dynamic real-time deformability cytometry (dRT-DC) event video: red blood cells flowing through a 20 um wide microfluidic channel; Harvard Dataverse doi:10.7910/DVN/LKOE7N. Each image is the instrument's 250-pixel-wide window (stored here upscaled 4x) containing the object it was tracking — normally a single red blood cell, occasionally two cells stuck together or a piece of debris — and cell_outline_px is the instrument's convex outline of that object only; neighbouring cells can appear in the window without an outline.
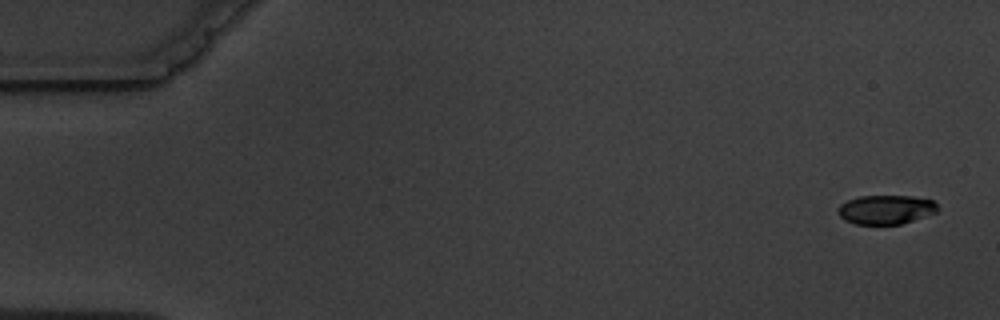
{"species": "common noctule bat (a hibernating species)", "species_latin": "Nyctalus noctula", "temperature_condition": "warm", "stored_images_in_passage": 6, "camera_frame_rate_fps": 3000, "um_per_image_px": 0.085, "animal": {"sex": "male", "body_mass_g": 19.5, "forearm_length_mm": 54.6}, "frame": {"image": 1, "passage_image": 1, "time_ms": 0.0, "image_size_px": [1000, 320], "cell_outline_px": [[940, 208], [936, 212], [900, 224], [856, 224], [844, 220], [840, 216], [836, 208], [840, 204], [848, 200], [860, 196], [912, 196], [932, 200]], "centroid_in_image_um": [75.27, 17.81], "position_along_channel_um": 9.7, "area_um2": 16.82}}
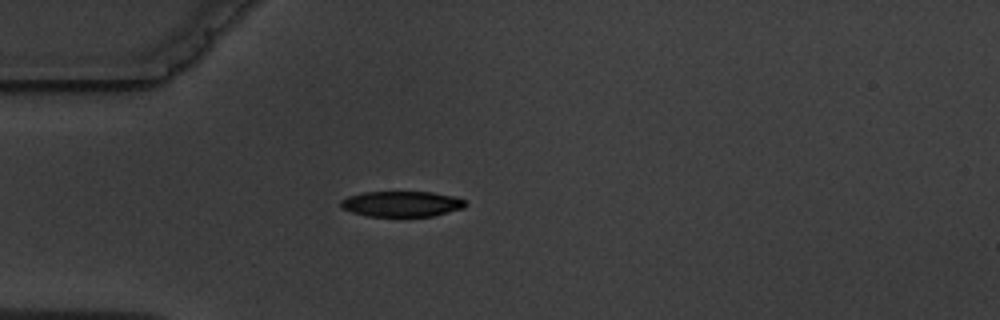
{"frame": {"image": 2, "passage_image": 5, "time_ms": 4.667, "image_size_px": [1000, 320], "cell_outline_px": [[468, 204], [464, 208], [432, 216], [368, 216], [352, 212], [340, 208], [340, 200], [348, 196], [364, 192], [432, 192], [452, 196], [464, 200]], "centroid_in_image_um": [34.12, 17.33], "position_along_channel_um": 50.9, "area_um2": 18.55}}